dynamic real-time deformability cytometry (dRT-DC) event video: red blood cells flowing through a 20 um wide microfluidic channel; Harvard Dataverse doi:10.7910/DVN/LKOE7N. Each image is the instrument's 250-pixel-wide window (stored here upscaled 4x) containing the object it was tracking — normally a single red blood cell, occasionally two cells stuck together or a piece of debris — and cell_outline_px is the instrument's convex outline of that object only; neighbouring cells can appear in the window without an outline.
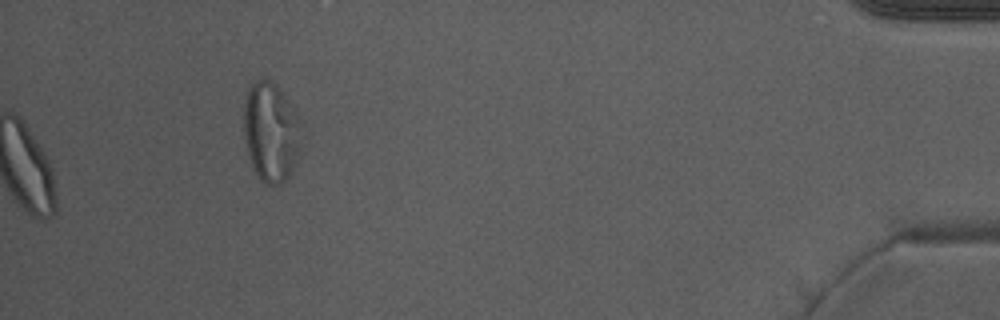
{"species": "Egyptian fruit bat (a non-hibernating species)", "species_latin": "Rousettus aegyptiacus", "temperature_condition": "warm", "stored_images_in_passage": 48, "camera_frame_rate_fps": 3000, "um_per_image_px": 0.085, "animal": {"sex": "male"}, "frame": {"image": 1, "passage_image": 48, "time_ms": 15.667, "image_size_px": [1000, 320], "cell_outline_px": [[300, 156], [288, 176], [280, 184], [264, 184], [260, 180], [252, 164], [244, 144], [244, 96], [248, 88], [256, 80], [268, 80], [276, 84], [284, 100], [300, 144]], "centroid_in_image_um": [22.9, 11.3], "position_along_channel_um": 412.3, "area_um2": 31.56}, "authors_computed_cell_mechanics": {"area_um2": 28.9578, "velocity_mm_per_s": 3.9445, "shape_relaxation_time_tau1_ms": null, "shape_relaxation_time_tau2_ms": 1.4208, "deformation_change_tau1": null, "deformation_change_tau2": 0.0783}}